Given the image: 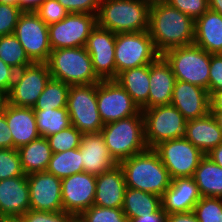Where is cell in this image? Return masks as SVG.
I'll use <instances>...</instances> for the list:
<instances>
[{
	"label": "cell",
	"mask_w": 222,
	"mask_h": 222,
	"mask_svg": "<svg viewBox=\"0 0 222 222\" xmlns=\"http://www.w3.org/2000/svg\"><path fill=\"white\" fill-rule=\"evenodd\" d=\"M195 21L168 3L150 6L148 32L156 50L165 51L194 44Z\"/></svg>",
	"instance_id": "obj_1"
},
{
	"label": "cell",
	"mask_w": 222,
	"mask_h": 222,
	"mask_svg": "<svg viewBox=\"0 0 222 222\" xmlns=\"http://www.w3.org/2000/svg\"><path fill=\"white\" fill-rule=\"evenodd\" d=\"M128 188L153 193L162 197L171 178L153 148L135 154L119 163Z\"/></svg>",
	"instance_id": "obj_2"
},
{
	"label": "cell",
	"mask_w": 222,
	"mask_h": 222,
	"mask_svg": "<svg viewBox=\"0 0 222 222\" xmlns=\"http://www.w3.org/2000/svg\"><path fill=\"white\" fill-rule=\"evenodd\" d=\"M150 6L142 0H101L97 25L113 33L148 30Z\"/></svg>",
	"instance_id": "obj_3"
},
{
	"label": "cell",
	"mask_w": 222,
	"mask_h": 222,
	"mask_svg": "<svg viewBox=\"0 0 222 222\" xmlns=\"http://www.w3.org/2000/svg\"><path fill=\"white\" fill-rule=\"evenodd\" d=\"M100 133L109 153L118 164L148 149L141 110L131 117L105 124Z\"/></svg>",
	"instance_id": "obj_4"
},
{
	"label": "cell",
	"mask_w": 222,
	"mask_h": 222,
	"mask_svg": "<svg viewBox=\"0 0 222 222\" xmlns=\"http://www.w3.org/2000/svg\"><path fill=\"white\" fill-rule=\"evenodd\" d=\"M47 64L53 79L69 85L94 84L101 81L94 71L92 59L85 47L52 50Z\"/></svg>",
	"instance_id": "obj_5"
},
{
	"label": "cell",
	"mask_w": 222,
	"mask_h": 222,
	"mask_svg": "<svg viewBox=\"0 0 222 222\" xmlns=\"http://www.w3.org/2000/svg\"><path fill=\"white\" fill-rule=\"evenodd\" d=\"M162 56L172 68L176 80L200 86L209 93L210 53L191 44L169 49Z\"/></svg>",
	"instance_id": "obj_6"
},
{
	"label": "cell",
	"mask_w": 222,
	"mask_h": 222,
	"mask_svg": "<svg viewBox=\"0 0 222 222\" xmlns=\"http://www.w3.org/2000/svg\"><path fill=\"white\" fill-rule=\"evenodd\" d=\"M114 54L116 77L125 70L151 64L161 55L156 50L148 30L117 33Z\"/></svg>",
	"instance_id": "obj_7"
},
{
	"label": "cell",
	"mask_w": 222,
	"mask_h": 222,
	"mask_svg": "<svg viewBox=\"0 0 222 222\" xmlns=\"http://www.w3.org/2000/svg\"><path fill=\"white\" fill-rule=\"evenodd\" d=\"M67 111L71 125L82 134L100 133L104 124L97 107L96 83L70 85Z\"/></svg>",
	"instance_id": "obj_8"
},
{
	"label": "cell",
	"mask_w": 222,
	"mask_h": 222,
	"mask_svg": "<svg viewBox=\"0 0 222 222\" xmlns=\"http://www.w3.org/2000/svg\"><path fill=\"white\" fill-rule=\"evenodd\" d=\"M148 148L160 142L184 137L187 120L172 104L141 110Z\"/></svg>",
	"instance_id": "obj_9"
},
{
	"label": "cell",
	"mask_w": 222,
	"mask_h": 222,
	"mask_svg": "<svg viewBox=\"0 0 222 222\" xmlns=\"http://www.w3.org/2000/svg\"><path fill=\"white\" fill-rule=\"evenodd\" d=\"M172 179L193 177L200 160L205 156L185 137L166 140L153 147Z\"/></svg>",
	"instance_id": "obj_10"
},
{
	"label": "cell",
	"mask_w": 222,
	"mask_h": 222,
	"mask_svg": "<svg viewBox=\"0 0 222 222\" xmlns=\"http://www.w3.org/2000/svg\"><path fill=\"white\" fill-rule=\"evenodd\" d=\"M32 63H47L52 51L48 25L33 11H23L13 33Z\"/></svg>",
	"instance_id": "obj_11"
},
{
	"label": "cell",
	"mask_w": 222,
	"mask_h": 222,
	"mask_svg": "<svg viewBox=\"0 0 222 222\" xmlns=\"http://www.w3.org/2000/svg\"><path fill=\"white\" fill-rule=\"evenodd\" d=\"M51 78L47 63H32L16 71L6 102L17 107L33 108Z\"/></svg>",
	"instance_id": "obj_12"
},
{
	"label": "cell",
	"mask_w": 222,
	"mask_h": 222,
	"mask_svg": "<svg viewBox=\"0 0 222 222\" xmlns=\"http://www.w3.org/2000/svg\"><path fill=\"white\" fill-rule=\"evenodd\" d=\"M96 98L103 124L136 115L140 109L131 96L114 79L96 83Z\"/></svg>",
	"instance_id": "obj_13"
},
{
	"label": "cell",
	"mask_w": 222,
	"mask_h": 222,
	"mask_svg": "<svg viewBox=\"0 0 222 222\" xmlns=\"http://www.w3.org/2000/svg\"><path fill=\"white\" fill-rule=\"evenodd\" d=\"M96 25V14L69 13L61 21L48 25L52 50L84 47L91 30Z\"/></svg>",
	"instance_id": "obj_14"
},
{
	"label": "cell",
	"mask_w": 222,
	"mask_h": 222,
	"mask_svg": "<svg viewBox=\"0 0 222 222\" xmlns=\"http://www.w3.org/2000/svg\"><path fill=\"white\" fill-rule=\"evenodd\" d=\"M115 42L116 33L96 25L84 46L92 59L94 71L101 80L116 78Z\"/></svg>",
	"instance_id": "obj_15"
},
{
	"label": "cell",
	"mask_w": 222,
	"mask_h": 222,
	"mask_svg": "<svg viewBox=\"0 0 222 222\" xmlns=\"http://www.w3.org/2000/svg\"><path fill=\"white\" fill-rule=\"evenodd\" d=\"M96 175L75 173L61 179V195L64 212L78 217L94 204Z\"/></svg>",
	"instance_id": "obj_16"
},
{
	"label": "cell",
	"mask_w": 222,
	"mask_h": 222,
	"mask_svg": "<svg viewBox=\"0 0 222 222\" xmlns=\"http://www.w3.org/2000/svg\"><path fill=\"white\" fill-rule=\"evenodd\" d=\"M30 209L44 212H62L61 178L47 171L27 175Z\"/></svg>",
	"instance_id": "obj_17"
},
{
	"label": "cell",
	"mask_w": 222,
	"mask_h": 222,
	"mask_svg": "<svg viewBox=\"0 0 222 222\" xmlns=\"http://www.w3.org/2000/svg\"><path fill=\"white\" fill-rule=\"evenodd\" d=\"M209 99L208 90L189 82L176 80L171 104L189 121L204 117L210 112Z\"/></svg>",
	"instance_id": "obj_18"
},
{
	"label": "cell",
	"mask_w": 222,
	"mask_h": 222,
	"mask_svg": "<svg viewBox=\"0 0 222 222\" xmlns=\"http://www.w3.org/2000/svg\"><path fill=\"white\" fill-rule=\"evenodd\" d=\"M29 210L27 175L0 180V218L22 216Z\"/></svg>",
	"instance_id": "obj_19"
},
{
	"label": "cell",
	"mask_w": 222,
	"mask_h": 222,
	"mask_svg": "<svg viewBox=\"0 0 222 222\" xmlns=\"http://www.w3.org/2000/svg\"><path fill=\"white\" fill-rule=\"evenodd\" d=\"M79 149L84 172L97 176L119 165L109 153L101 133L83 134Z\"/></svg>",
	"instance_id": "obj_20"
},
{
	"label": "cell",
	"mask_w": 222,
	"mask_h": 222,
	"mask_svg": "<svg viewBox=\"0 0 222 222\" xmlns=\"http://www.w3.org/2000/svg\"><path fill=\"white\" fill-rule=\"evenodd\" d=\"M201 196L193 177L175 178L161 197L162 208L168 213L193 211Z\"/></svg>",
	"instance_id": "obj_21"
},
{
	"label": "cell",
	"mask_w": 222,
	"mask_h": 222,
	"mask_svg": "<svg viewBox=\"0 0 222 222\" xmlns=\"http://www.w3.org/2000/svg\"><path fill=\"white\" fill-rule=\"evenodd\" d=\"M126 188L124 173L119 165L97 175L93 205L104 208H122Z\"/></svg>",
	"instance_id": "obj_22"
},
{
	"label": "cell",
	"mask_w": 222,
	"mask_h": 222,
	"mask_svg": "<svg viewBox=\"0 0 222 222\" xmlns=\"http://www.w3.org/2000/svg\"><path fill=\"white\" fill-rule=\"evenodd\" d=\"M5 117L12 134L14 149L40 137L32 107H17L6 102Z\"/></svg>",
	"instance_id": "obj_23"
},
{
	"label": "cell",
	"mask_w": 222,
	"mask_h": 222,
	"mask_svg": "<svg viewBox=\"0 0 222 222\" xmlns=\"http://www.w3.org/2000/svg\"><path fill=\"white\" fill-rule=\"evenodd\" d=\"M149 80L148 109L171 104L176 77L162 55L150 64Z\"/></svg>",
	"instance_id": "obj_24"
},
{
	"label": "cell",
	"mask_w": 222,
	"mask_h": 222,
	"mask_svg": "<svg viewBox=\"0 0 222 222\" xmlns=\"http://www.w3.org/2000/svg\"><path fill=\"white\" fill-rule=\"evenodd\" d=\"M184 137L205 155L222 143V131L210 112L187 121Z\"/></svg>",
	"instance_id": "obj_25"
},
{
	"label": "cell",
	"mask_w": 222,
	"mask_h": 222,
	"mask_svg": "<svg viewBox=\"0 0 222 222\" xmlns=\"http://www.w3.org/2000/svg\"><path fill=\"white\" fill-rule=\"evenodd\" d=\"M194 44L210 54H222V15L208 9L195 20Z\"/></svg>",
	"instance_id": "obj_26"
},
{
	"label": "cell",
	"mask_w": 222,
	"mask_h": 222,
	"mask_svg": "<svg viewBox=\"0 0 222 222\" xmlns=\"http://www.w3.org/2000/svg\"><path fill=\"white\" fill-rule=\"evenodd\" d=\"M150 64L125 70L114 79L131 96L140 110L148 109Z\"/></svg>",
	"instance_id": "obj_27"
},
{
	"label": "cell",
	"mask_w": 222,
	"mask_h": 222,
	"mask_svg": "<svg viewBox=\"0 0 222 222\" xmlns=\"http://www.w3.org/2000/svg\"><path fill=\"white\" fill-rule=\"evenodd\" d=\"M23 171L26 175L46 171L53 155L48 140L39 137L18 149Z\"/></svg>",
	"instance_id": "obj_28"
},
{
	"label": "cell",
	"mask_w": 222,
	"mask_h": 222,
	"mask_svg": "<svg viewBox=\"0 0 222 222\" xmlns=\"http://www.w3.org/2000/svg\"><path fill=\"white\" fill-rule=\"evenodd\" d=\"M193 179L201 197L222 198V167L207 155L200 160Z\"/></svg>",
	"instance_id": "obj_29"
},
{
	"label": "cell",
	"mask_w": 222,
	"mask_h": 222,
	"mask_svg": "<svg viewBox=\"0 0 222 222\" xmlns=\"http://www.w3.org/2000/svg\"><path fill=\"white\" fill-rule=\"evenodd\" d=\"M162 206L161 197L153 193L126 188L122 210L128 219L156 212Z\"/></svg>",
	"instance_id": "obj_30"
},
{
	"label": "cell",
	"mask_w": 222,
	"mask_h": 222,
	"mask_svg": "<svg viewBox=\"0 0 222 222\" xmlns=\"http://www.w3.org/2000/svg\"><path fill=\"white\" fill-rule=\"evenodd\" d=\"M38 133L48 137L71 126L67 107L60 109L34 110Z\"/></svg>",
	"instance_id": "obj_31"
},
{
	"label": "cell",
	"mask_w": 222,
	"mask_h": 222,
	"mask_svg": "<svg viewBox=\"0 0 222 222\" xmlns=\"http://www.w3.org/2000/svg\"><path fill=\"white\" fill-rule=\"evenodd\" d=\"M82 163L81 151L79 148H75L53 153L46 171L62 179L83 172Z\"/></svg>",
	"instance_id": "obj_32"
},
{
	"label": "cell",
	"mask_w": 222,
	"mask_h": 222,
	"mask_svg": "<svg viewBox=\"0 0 222 222\" xmlns=\"http://www.w3.org/2000/svg\"><path fill=\"white\" fill-rule=\"evenodd\" d=\"M70 85L51 78L39 96L33 110L60 109L67 107Z\"/></svg>",
	"instance_id": "obj_33"
},
{
	"label": "cell",
	"mask_w": 222,
	"mask_h": 222,
	"mask_svg": "<svg viewBox=\"0 0 222 222\" xmlns=\"http://www.w3.org/2000/svg\"><path fill=\"white\" fill-rule=\"evenodd\" d=\"M0 58L16 71L32 64L14 34L0 36Z\"/></svg>",
	"instance_id": "obj_34"
},
{
	"label": "cell",
	"mask_w": 222,
	"mask_h": 222,
	"mask_svg": "<svg viewBox=\"0 0 222 222\" xmlns=\"http://www.w3.org/2000/svg\"><path fill=\"white\" fill-rule=\"evenodd\" d=\"M82 135L83 134L76 127L71 125L58 133L46 137V139L48 140L52 152L59 153L79 148Z\"/></svg>",
	"instance_id": "obj_35"
},
{
	"label": "cell",
	"mask_w": 222,
	"mask_h": 222,
	"mask_svg": "<svg viewBox=\"0 0 222 222\" xmlns=\"http://www.w3.org/2000/svg\"><path fill=\"white\" fill-rule=\"evenodd\" d=\"M81 222H129L122 208H104L92 205L78 217Z\"/></svg>",
	"instance_id": "obj_36"
},
{
	"label": "cell",
	"mask_w": 222,
	"mask_h": 222,
	"mask_svg": "<svg viewBox=\"0 0 222 222\" xmlns=\"http://www.w3.org/2000/svg\"><path fill=\"white\" fill-rule=\"evenodd\" d=\"M193 212L199 222H222V198L201 197Z\"/></svg>",
	"instance_id": "obj_37"
},
{
	"label": "cell",
	"mask_w": 222,
	"mask_h": 222,
	"mask_svg": "<svg viewBox=\"0 0 222 222\" xmlns=\"http://www.w3.org/2000/svg\"><path fill=\"white\" fill-rule=\"evenodd\" d=\"M25 175L17 149L0 148V180Z\"/></svg>",
	"instance_id": "obj_38"
},
{
	"label": "cell",
	"mask_w": 222,
	"mask_h": 222,
	"mask_svg": "<svg viewBox=\"0 0 222 222\" xmlns=\"http://www.w3.org/2000/svg\"><path fill=\"white\" fill-rule=\"evenodd\" d=\"M35 13L47 24L51 25L64 19L69 12L57 0H45Z\"/></svg>",
	"instance_id": "obj_39"
},
{
	"label": "cell",
	"mask_w": 222,
	"mask_h": 222,
	"mask_svg": "<svg viewBox=\"0 0 222 222\" xmlns=\"http://www.w3.org/2000/svg\"><path fill=\"white\" fill-rule=\"evenodd\" d=\"M23 11L19 6L0 3V36L11 35Z\"/></svg>",
	"instance_id": "obj_40"
},
{
	"label": "cell",
	"mask_w": 222,
	"mask_h": 222,
	"mask_svg": "<svg viewBox=\"0 0 222 222\" xmlns=\"http://www.w3.org/2000/svg\"><path fill=\"white\" fill-rule=\"evenodd\" d=\"M168 4L191 17L194 21L209 9L208 0H169Z\"/></svg>",
	"instance_id": "obj_41"
},
{
	"label": "cell",
	"mask_w": 222,
	"mask_h": 222,
	"mask_svg": "<svg viewBox=\"0 0 222 222\" xmlns=\"http://www.w3.org/2000/svg\"><path fill=\"white\" fill-rule=\"evenodd\" d=\"M25 222H73L75 215L67 212H44L29 210L21 216Z\"/></svg>",
	"instance_id": "obj_42"
},
{
	"label": "cell",
	"mask_w": 222,
	"mask_h": 222,
	"mask_svg": "<svg viewBox=\"0 0 222 222\" xmlns=\"http://www.w3.org/2000/svg\"><path fill=\"white\" fill-rule=\"evenodd\" d=\"M69 13H98L101 0H57Z\"/></svg>",
	"instance_id": "obj_43"
},
{
	"label": "cell",
	"mask_w": 222,
	"mask_h": 222,
	"mask_svg": "<svg viewBox=\"0 0 222 222\" xmlns=\"http://www.w3.org/2000/svg\"><path fill=\"white\" fill-rule=\"evenodd\" d=\"M222 90V54H211L209 70V96Z\"/></svg>",
	"instance_id": "obj_44"
},
{
	"label": "cell",
	"mask_w": 222,
	"mask_h": 222,
	"mask_svg": "<svg viewBox=\"0 0 222 222\" xmlns=\"http://www.w3.org/2000/svg\"><path fill=\"white\" fill-rule=\"evenodd\" d=\"M16 70L0 58V90L7 94L14 81Z\"/></svg>",
	"instance_id": "obj_45"
},
{
	"label": "cell",
	"mask_w": 222,
	"mask_h": 222,
	"mask_svg": "<svg viewBox=\"0 0 222 222\" xmlns=\"http://www.w3.org/2000/svg\"><path fill=\"white\" fill-rule=\"evenodd\" d=\"M0 148H13L12 134L10 133L5 117V104L3 109L0 110Z\"/></svg>",
	"instance_id": "obj_46"
},
{
	"label": "cell",
	"mask_w": 222,
	"mask_h": 222,
	"mask_svg": "<svg viewBox=\"0 0 222 222\" xmlns=\"http://www.w3.org/2000/svg\"><path fill=\"white\" fill-rule=\"evenodd\" d=\"M168 213L162 208V206L149 215L133 217L129 219V222H166Z\"/></svg>",
	"instance_id": "obj_47"
},
{
	"label": "cell",
	"mask_w": 222,
	"mask_h": 222,
	"mask_svg": "<svg viewBox=\"0 0 222 222\" xmlns=\"http://www.w3.org/2000/svg\"><path fill=\"white\" fill-rule=\"evenodd\" d=\"M166 222H199L193 211L185 213H170Z\"/></svg>",
	"instance_id": "obj_48"
},
{
	"label": "cell",
	"mask_w": 222,
	"mask_h": 222,
	"mask_svg": "<svg viewBox=\"0 0 222 222\" xmlns=\"http://www.w3.org/2000/svg\"><path fill=\"white\" fill-rule=\"evenodd\" d=\"M210 112H222V90L215 91L210 95Z\"/></svg>",
	"instance_id": "obj_49"
},
{
	"label": "cell",
	"mask_w": 222,
	"mask_h": 222,
	"mask_svg": "<svg viewBox=\"0 0 222 222\" xmlns=\"http://www.w3.org/2000/svg\"><path fill=\"white\" fill-rule=\"evenodd\" d=\"M45 0H19V7L22 11H33L44 2Z\"/></svg>",
	"instance_id": "obj_50"
},
{
	"label": "cell",
	"mask_w": 222,
	"mask_h": 222,
	"mask_svg": "<svg viewBox=\"0 0 222 222\" xmlns=\"http://www.w3.org/2000/svg\"><path fill=\"white\" fill-rule=\"evenodd\" d=\"M214 163L222 167V143L206 154Z\"/></svg>",
	"instance_id": "obj_51"
},
{
	"label": "cell",
	"mask_w": 222,
	"mask_h": 222,
	"mask_svg": "<svg viewBox=\"0 0 222 222\" xmlns=\"http://www.w3.org/2000/svg\"><path fill=\"white\" fill-rule=\"evenodd\" d=\"M209 9L222 15V0H208Z\"/></svg>",
	"instance_id": "obj_52"
},
{
	"label": "cell",
	"mask_w": 222,
	"mask_h": 222,
	"mask_svg": "<svg viewBox=\"0 0 222 222\" xmlns=\"http://www.w3.org/2000/svg\"><path fill=\"white\" fill-rule=\"evenodd\" d=\"M0 222H25L21 216L1 218Z\"/></svg>",
	"instance_id": "obj_53"
},
{
	"label": "cell",
	"mask_w": 222,
	"mask_h": 222,
	"mask_svg": "<svg viewBox=\"0 0 222 222\" xmlns=\"http://www.w3.org/2000/svg\"><path fill=\"white\" fill-rule=\"evenodd\" d=\"M215 118L220 130L222 131V112H210Z\"/></svg>",
	"instance_id": "obj_54"
},
{
	"label": "cell",
	"mask_w": 222,
	"mask_h": 222,
	"mask_svg": "<svg viewBox=\"0 0 222 222\" xmlns=\"http://www.w3.org/2000/svg\"><path fill=\"white\" fill-rule=\"evenodd\" d=\"M142 1H144L149 6H153L157 4L168 3L169 0H142Z\"/></svg>",
	"instance_id": "obj_55"
},
{
	"label": "cell",
	"mask_w": 222,
	"mask_h": 222,
	"mask_svg": "<svg viewBox=\"0 0 222 222\" xmlns=\"http://www.w3.org/2000/svg\"><path fill=\"white\" fill-rule=\"evenodd\" d=\"M5 103H6V94L0 90V110L3 109Z\"/></svg>",
	"instance_id": "obj_56"
},
{
	"label": "cell",
	"mask_w": 222,
	"mask_h": 222,
	"mask_svg": "<svg viewBox=\"0 0 222 222\" xmlns=\"http://www.w3.org/2000/svg\"><path fill=\"white\" fill-rule=\"evenodd\" d=\"M0 3L19 6V0H0Z\"/></svg>",
	"instance_id": "obj_57"
},
{
	"label": "cell",
	"mask_w": 222,
	"mask_h": 222,
	"mask_svg": "<svg viewBox=\"0 0 222 222\" xmlns=\"http://www.w3.org/2000/svg\"><path fill=\"white\" fill-rule=\"evenodd\" d=\"M73 222H81V221L76 217Z\"/></svg>",
	"instance_id": "obj_58"
}]
</instances>
